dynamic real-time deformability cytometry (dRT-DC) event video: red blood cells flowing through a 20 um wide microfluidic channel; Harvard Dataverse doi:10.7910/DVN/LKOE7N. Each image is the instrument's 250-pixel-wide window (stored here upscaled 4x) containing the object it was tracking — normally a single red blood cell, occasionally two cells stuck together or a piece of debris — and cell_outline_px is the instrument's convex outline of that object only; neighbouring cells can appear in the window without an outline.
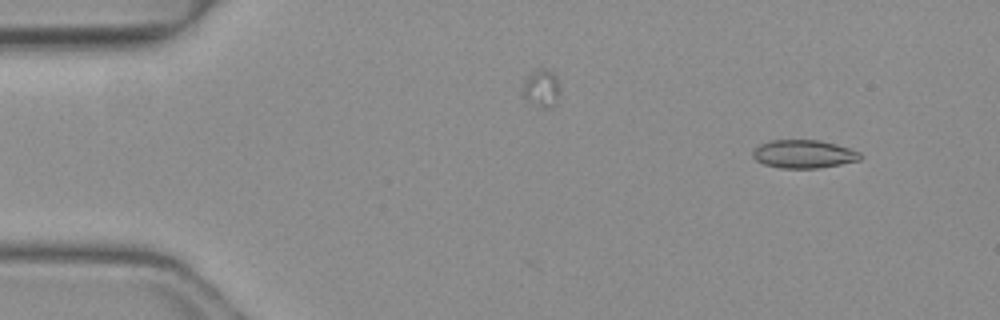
{"species": "common noctule bat (a hibernating species)", "species_latin": "Nyctalus noctula", "temperature_condition": "warm", "stored_images_in_passage": 13, "camera_frame_rate_fps": 3000, "um_per_image_px": 0.085, "animal": {"sex": "female", "body_mass_g": 19.3, "forearm_length_mm": 54.1}, "frame": {"image": 1, "passage_image": 4, "time_ms": 1.0, "image_size_px": [1000, 320], "cell_outline_px": [[864, 156], [860, 160], [820, 168], [780, 168], [764, 164], [756, 160], [752, 156], [752, 152], [760, 144], [768, 140], [816, 140], [836, 144], [860, 152]], "centroid_in_image_um": [68.32, 13.09], "position_along_channel_um": 16.7, "area_um2": 17.69}}